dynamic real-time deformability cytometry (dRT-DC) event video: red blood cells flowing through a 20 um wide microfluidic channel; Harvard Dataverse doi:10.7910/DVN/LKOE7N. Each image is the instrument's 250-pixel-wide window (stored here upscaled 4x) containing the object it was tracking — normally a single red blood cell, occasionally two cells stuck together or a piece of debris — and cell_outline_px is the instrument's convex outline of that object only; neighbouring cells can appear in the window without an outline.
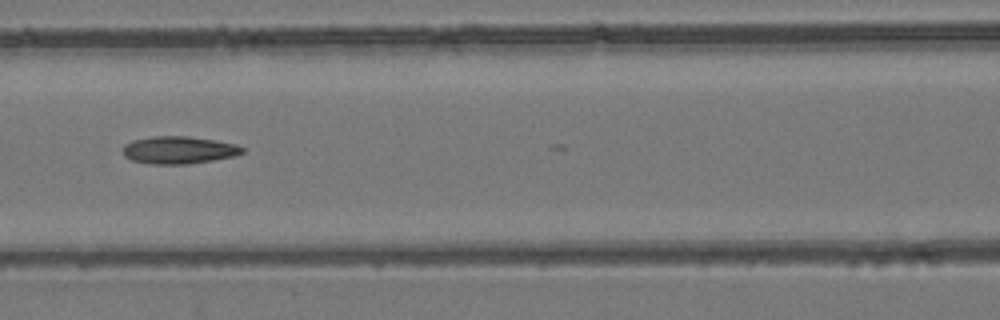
{"species": "common noctule bat (a hibernating species)", "species_latin": "Nyctalus noctula", "temperature_condition": "room temperature", "stored_images_in_passage": 8, "camera_frame_rate_fps": 3000, "um_per_image_px": 0.085, "animal": {"sex": "female", "body_mass_g": 24.6, "forearm_length_mm": 56.2}, "frame": {"image": 1, "passage_image": 8, "time_ms": 8.0, "image_size_px": [1000, 320], "cell_outline_px": [[244, 152], [236, 156], [188, 164], [148, 164], [132, 160], [124, 156], [124, 144], [132, 140], [152, 136], [188, 136], [216, 140], [236, 144], [244, 148]], "centroid_in_image_um": [15.21, 12.75], "position_along_channel_um": 151.4, "area_um2": 19.25}}